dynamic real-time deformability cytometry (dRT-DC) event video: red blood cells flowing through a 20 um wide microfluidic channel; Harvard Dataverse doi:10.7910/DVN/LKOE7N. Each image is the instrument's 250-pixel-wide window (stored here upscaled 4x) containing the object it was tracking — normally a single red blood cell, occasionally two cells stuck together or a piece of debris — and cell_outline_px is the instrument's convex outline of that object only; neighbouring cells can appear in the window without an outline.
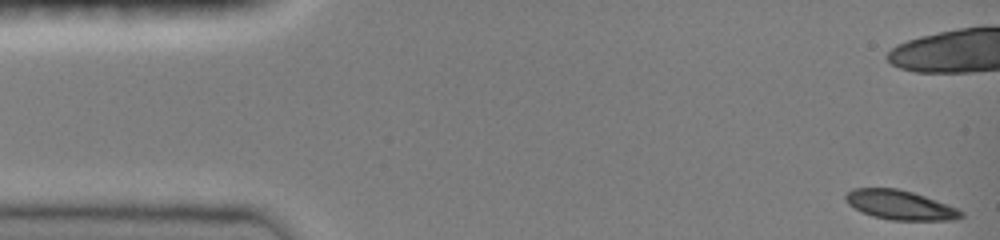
{"species": "common noctule bat (a hibernating species)", "species_latin": "Nyctalus noctula", "temperature_condition": "room temperature", "stored_images_in_passage": 47, "camera_frame_rate_fps": 3000, "um_per_image_px": 0.085, "animal": {"sex": "female", "body_mass_g": 19.0, "forearm_length_mm": 51.5}, "frame": {"image": 1, "passage_image": 1, "time_ms": 0.0, "image_size_px": [1000, 240], "cell_outline_px": [[964, 216], [956, 220], [888, 220], [872, 216], [860, 212], [848, 204], [844, 200], [844, 196], [852, 188], [896, 188], [912, 192], [924, 196], [956, 208], [964, 212]], "centroid_in_image_um": [76.46, 17.43], "position_along_channel_um": 8.5, "area_um2": 19.83}, "authors_computed_cell_mechanics": {"area_um2": 20.6924, "velocity_mm_per_s": 4.05, "shape_relaxation_time_tau1_ms": 3.7515, "shape_relaxation_time_tau2_ms": null, "deformation_change_tau1": 0.1239, "deformation_change_tau2": null}}